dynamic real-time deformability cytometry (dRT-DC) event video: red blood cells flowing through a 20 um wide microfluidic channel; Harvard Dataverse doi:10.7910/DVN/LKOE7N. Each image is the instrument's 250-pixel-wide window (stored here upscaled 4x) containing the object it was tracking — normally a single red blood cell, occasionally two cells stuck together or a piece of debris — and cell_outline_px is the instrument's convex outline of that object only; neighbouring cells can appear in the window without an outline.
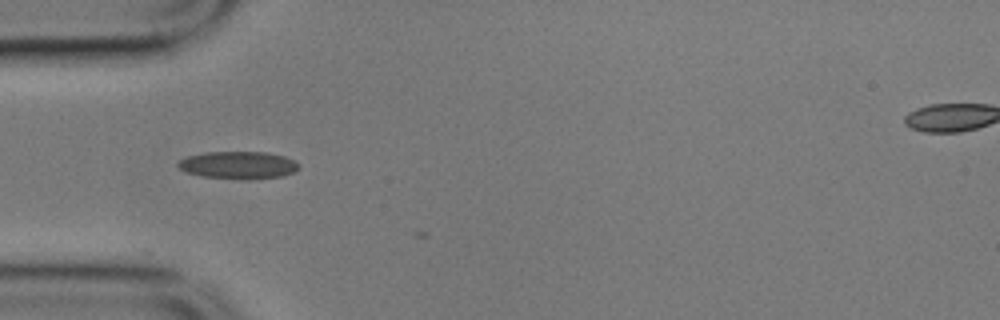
{"species": "common noctule bat (a hibernating species)", "species_latin": "Nyctalus noctula", "temperature_condition": "cold", "stored_images_in_passage": 4, "camera_frame_rate_fps": 3000, "um_per_image_px": 0.085, "animal": {"sex": "male", "body_mass_g": 17.9}, "frame": {"image": 1, "passage_image": 1, "time_ms": 0.0, "image_size_px": [1000, 320], "cell_outline_px": [[300, 168], [284, 176], [248, 180], [240, 180], [200, 176], [184, 172], [176, 164], [180, 160], [188, 156], [208, 152], [264, 152], [284, 156], [300, 164]], "centroid_in_image_um": [20.25, 14.05], "position_along_channel_um": 64.7, "area_um2": 19.54}}